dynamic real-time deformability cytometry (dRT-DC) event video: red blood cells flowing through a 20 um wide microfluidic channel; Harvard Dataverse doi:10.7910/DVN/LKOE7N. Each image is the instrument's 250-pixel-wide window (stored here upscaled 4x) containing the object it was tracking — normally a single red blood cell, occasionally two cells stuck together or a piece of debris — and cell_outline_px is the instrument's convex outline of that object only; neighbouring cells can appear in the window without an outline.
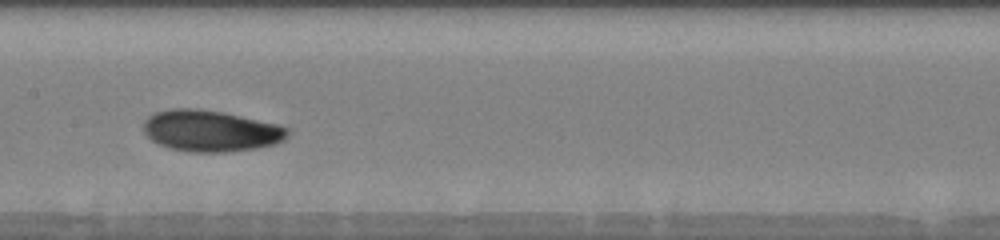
{"species": "human", "species_latin": "Homo sapiens", "temperature_condition": "warm", "stored_images_in_passage": 28, "camera_frame_rate_fps": 3000, "um_per_image_px": 0.085, "donor": {"sex": "male"}, "frame": {"image": 1, "passage_image": 9, "time_ms": 3.333, "image_size_px": [1000, 240], "cell_outline_px": [[288, 136], [284, 140], [276, 144], [256, 148], [224, 152], [192, 152], [168, 148], [152, 140], [144, 132], [144, 120], [152, 112], [172, 108], [200, 108], [224, 112], [280, 124], [288, 128]], "centroid_in_image_um": [17.91, 11.11], "position_along_channel_um": 189.5, "area_um2": 35.08}, "authors_computed_cell_mechanics": {"area_um2": 33.6974, "velocity_mm_per_s": 3.842, "shape_relaxation_time_tau1_ms": 2.5315, "shape_relaxation_time_tau2_ms": 5.9962, "deformation_change_tau1": 0.1134, "deformation_change_tau2": 0.1028}}